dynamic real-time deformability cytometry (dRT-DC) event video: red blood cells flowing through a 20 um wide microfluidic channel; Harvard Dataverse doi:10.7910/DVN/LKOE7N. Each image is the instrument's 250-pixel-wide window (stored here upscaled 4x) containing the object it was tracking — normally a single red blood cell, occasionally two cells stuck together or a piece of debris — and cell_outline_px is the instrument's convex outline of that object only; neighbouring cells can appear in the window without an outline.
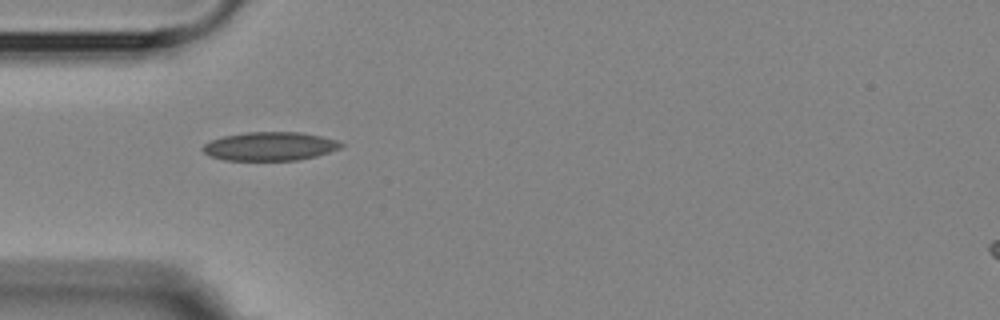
{"species": "Egyptian fruit bat (a non-hibernating species)", "species_latin": "Rousettus aegyptiacus", "temperature_condition": "room temperature", "stored_images_in_passage": 3, "camera_frame_rate_fps": 3000, "um_per_image_px": 0.085, "animal": {"sex": "female"}, "frame": {"image": 1, "passage_image": 2, "time_ms": 1.333, "image_size_px": [1000, 320], "cell_outline_px": [[344, 144], [340, 148], [316, 156], [296, 160], [224, 160], [212, 156], [204, 152], [200, 148], [204, 144], [212, 140], [224, 136], [244, 132], [300, 132], [320, 136], [336, 140]], "centroid_in_image_um": [22.93, 12.43], "position_along_channel_um": 62.1, "area_um2": 22.89}}
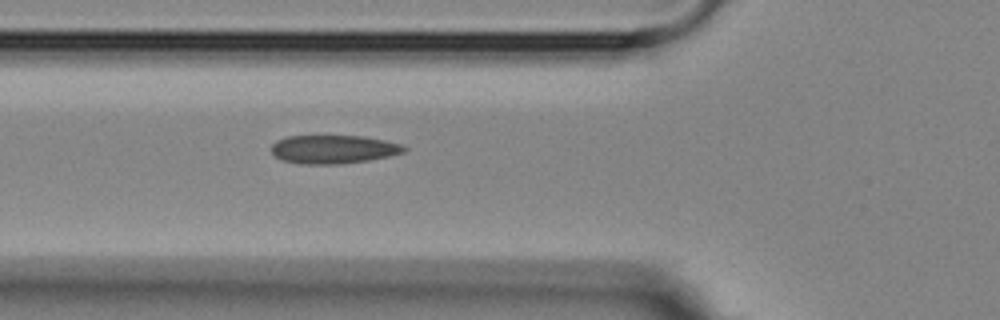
{"frame": {"image": 2, "passage_image": 3, "time_ms": 2.333, "image_size_px": [1000, 320], "cell_outline_px": [[408, 148], [404, 152], [388, 156], [368, 160], [340, 164], [300, 164], [280, 160], [272, 152], [272, 144], [276, 140], [288, 136], [364, 136], [384, 140], [400, 144]], "centroid_in_image_um": [28.32, 12.69], "position_along_channel_um": 97.5, "area_um2": 22.02}}